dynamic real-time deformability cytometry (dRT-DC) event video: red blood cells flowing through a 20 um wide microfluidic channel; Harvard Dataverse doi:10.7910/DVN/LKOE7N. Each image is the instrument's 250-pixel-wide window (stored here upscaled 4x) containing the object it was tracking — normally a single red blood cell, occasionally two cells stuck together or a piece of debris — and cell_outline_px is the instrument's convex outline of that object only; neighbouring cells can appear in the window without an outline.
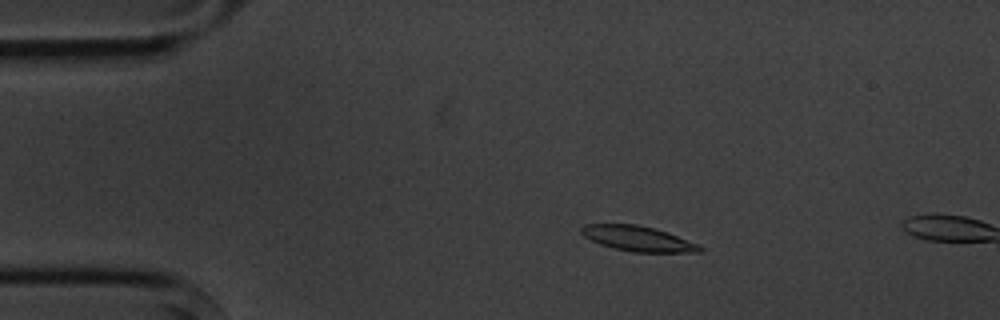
{"species": "common noctule bat (a hibernating species)", "species_latin": "Nyctalus noctula", "temperature_condition": "cold", "stored_images_in_passage": 4, "camera_frame_rate_fps": 3000, "um_per_image_px": 0.085, "animal": {"sex": "male", "body_mass_g": 20.1, "forearm_length_mm": 53.5}, "frame": {"image": 1, "passage_image": 3, "time_ms": 2.333, "image_size_px": [1000, 320], "cell_outline_px": [[704, 252], [632, 252], [612, 248], [600, 244], [584, 236], [580, 232], [580, 228], [584, 224], [636, 224], [668, 232], [700, 244], [704, 248]], "centroid_in_image_um": [54.26, 20.29], "position_along_channel_um": 30.7, "area_um2": 17.51}}